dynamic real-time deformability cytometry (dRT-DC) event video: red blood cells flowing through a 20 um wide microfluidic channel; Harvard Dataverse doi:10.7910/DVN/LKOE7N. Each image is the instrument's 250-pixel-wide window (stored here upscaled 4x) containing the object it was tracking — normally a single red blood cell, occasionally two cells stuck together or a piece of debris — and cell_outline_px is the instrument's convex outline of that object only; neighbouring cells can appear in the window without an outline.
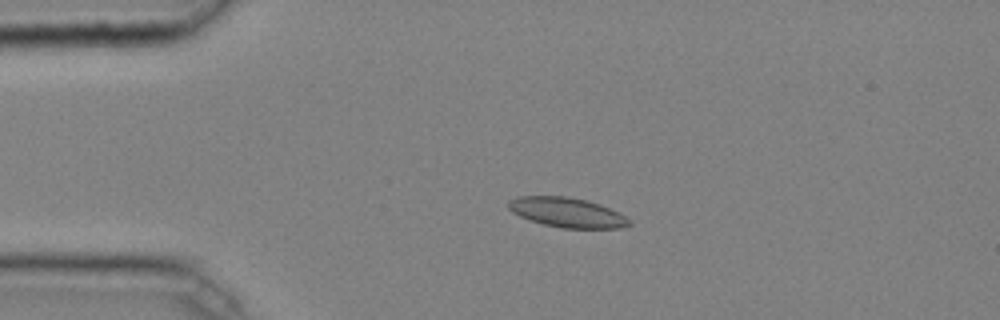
{"species": "common noctule bat (a hibernating species)", "species_latin": "Nyctalus noctula", "temperature_condition": "cold", "stored_images_in_passage": 37, "camera_frame_rate_fps": 3000, "um_per_image_px": 0.085, "animal": {"sex": "male", "body_mass_g": 20.4}, "frame": {"image": 1, "passage_image": 1, "time_ms": 0.0, "image_size_px": [1000, 320], "cell_outline_px": [[632, 224], [620, 228], [560, 228], [544, 224], [520, 216], [512, 212], [508, 208], [508, 200], [516, 196], [568, 196], [588, 200], [600, 204], [632, 220]], "centroid_in_image_um": [48.19, 18.05], "position_along_channel_um": 36.8, "area_um2": 20.92}}
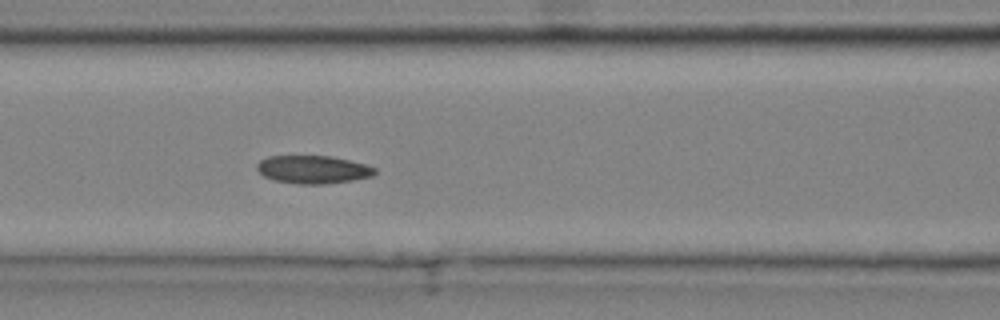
{"frame": {"image": 2, "passage_image": 11, "time_ms": 3.333, "image_size_px": [1000, 320], "cell_outline_px": [[376, 172], [372, 176], [352, 180], [324, 184], [300, 184], [272, 180], [264, 176], [256, 168], [256, 164], [260, 160], [268, 156], [332, 156], [364, 164], [376, 168]], "centroid_in_image_um": [26.58, 14.41], "position_along_channel_um": 140.0, "area_um2": 19.19}}
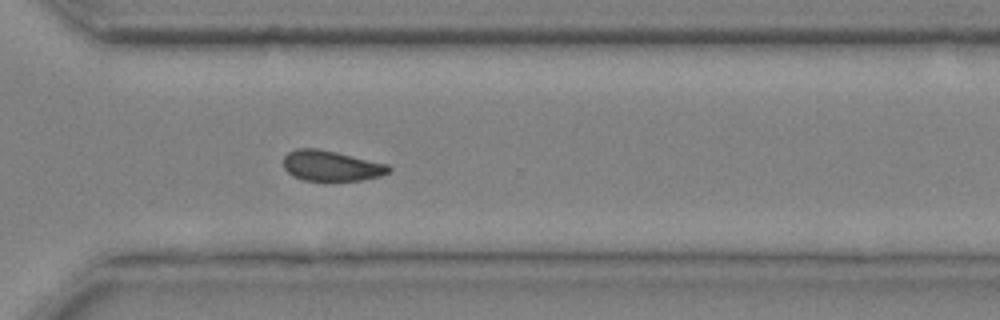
{"frame": {"image": 3, "passage_image": 26, "time_ms": 8.333, "image_size_px": [1000, 320], "cell_outline_px": [[392, 168], [388, 172], [380, 176], [360, 180], [324, 184], [304, 180], [292, 176], [284, 168], [284, 156], [288, 152], [296, 148], [320, 148], [388, 164]], "centroid_in_image_um": [28.13, 14.13], "position_along_channel_um": 342.5, "area_um2": 19.48}, "authors_computed_cell_mechanics": {"area_um2": 19.1896, "velocity_mm_per_s": 4.0426, "shape_relaxation_time_tau1_ms": null, "shape_relaxation_time_tau2_ms": 3.5015, "deformation_change_tau1": null, "deformation_change_tau2": 0.084}}